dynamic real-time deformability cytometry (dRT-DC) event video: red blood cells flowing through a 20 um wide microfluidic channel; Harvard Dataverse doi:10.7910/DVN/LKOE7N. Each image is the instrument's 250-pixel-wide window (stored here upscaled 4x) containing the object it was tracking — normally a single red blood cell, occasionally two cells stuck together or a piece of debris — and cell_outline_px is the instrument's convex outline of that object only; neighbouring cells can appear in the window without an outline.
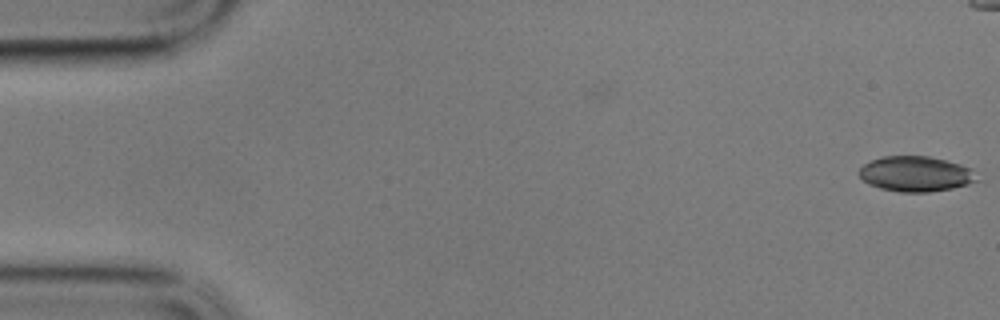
{"species": "common noctule bat (a hibernating species)", "species_latin": "Nyctalus noctula", "temperature_condition": "cold", "stored_images_in_passage": 48, "camera_frame_rate_fps": 3000, "um_per_image_px": 0.085, "animal": {"sex": "male", "body_mass_g": 17.9}, "frame": {"image": 1, "passage_image": 1, "time_ms": 0.0, "image_size_px": [1000, 320], "cell_outline_px": [[980, 180], [968, 184], [952, 188], [928, 192], [900, 192], [880, 188], [868, 184], [856, 172], [864, 164], [872, 160], [884, 156], [928, 156], [960, 164], [972, 168]], "centroid_in_image_um": [77.85, 14.78], "position_along_channel_um": 7.2, "area_um2": 24.28}}